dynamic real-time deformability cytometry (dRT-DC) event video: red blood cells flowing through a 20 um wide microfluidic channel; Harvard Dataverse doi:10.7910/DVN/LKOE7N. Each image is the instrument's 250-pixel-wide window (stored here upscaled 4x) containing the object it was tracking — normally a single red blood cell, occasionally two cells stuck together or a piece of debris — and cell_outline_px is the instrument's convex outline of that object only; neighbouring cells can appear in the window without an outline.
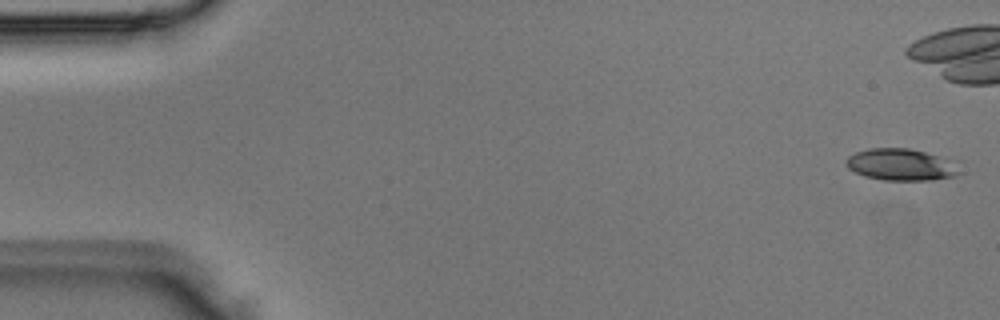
{"species": "Egyptian fruit bat (a non-hibernating species)", "species_latin": "Rousettus aegyptiacus", "temperature_condition": "room temperature", "stored_images_in_passage": 5, "camera_frame_rate_fps": 3000, "um_per_image_px": 0.085, "animal": {"sex": "male"}, "frame": {"image": 1, "passage_image": 1, "time_ms": 0.0, "image_size_px": [1000, 320], "cell_outline_px": [[960, 172], [956, 176], [932, 180], [884, 180], [864, 176], [848, 168], [844, 160], [848, 156], [856, 152], [868, 148], [908, 148], [956, 160]], "centroid_in_image_um": [76.61, 13.99], "position_along_channel_um": 8.4, "area_um2": 21.21}}